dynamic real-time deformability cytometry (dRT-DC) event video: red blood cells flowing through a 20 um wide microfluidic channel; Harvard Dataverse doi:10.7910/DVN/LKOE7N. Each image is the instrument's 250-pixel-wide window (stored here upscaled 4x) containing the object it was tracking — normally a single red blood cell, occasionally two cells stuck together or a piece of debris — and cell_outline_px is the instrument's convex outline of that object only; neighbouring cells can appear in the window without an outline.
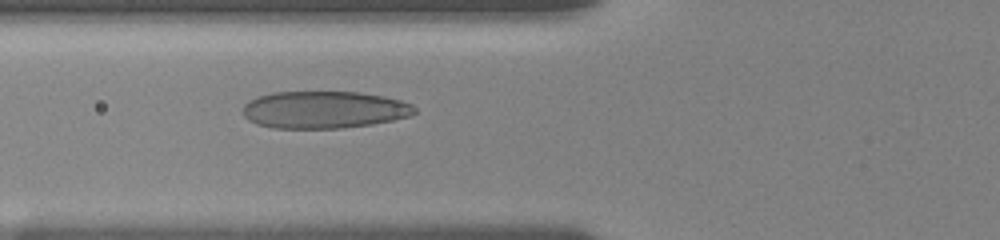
{"species": "human", "species_latin": "Homo sapiens", "temperature_condition": "room temperature", "stored_images_in_passage": 58, "camera_frame_rate_fps": 3000, "um_per_image_px": 0.085, "donor": {"sex": "female"}, "frame": {"image": 1, "passage_image": 20, "time_ms": 5.333, "image_size_px": [1000, 240], "cell_outline_px": [[416, 112], [408, 116], [392, 120], [372, 124], [340, 128], [272, 128], [256, 124], [248, 120], [244, 116], [244, 104], [248, 100], [256, 96], [276, 92], [360, 92], [384, 96], [400, 100], [412, 104], [416, 108]], "centroid_in_image_um": [27.53, 9.32], "position_along_channel_um": 98.3, "area_um2": 37.34}}
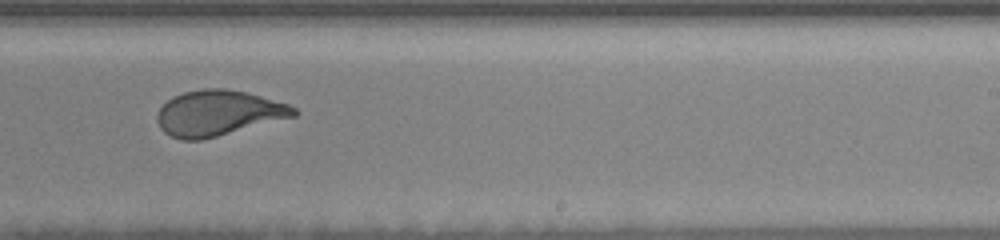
{"frame": {"image": 2, "passage_image": 35, "time_ms": 10.0, "image_size_px": [1000, 240], "cell_outline_px": [[300, 112], [296, 116], [200, 140], [180, 140], [164, 132], [160, 128], [156, 120], [156, 116], [160, 108], [172, 96], [184, 92], [204, 88], [224, 88], [244, 92], [260, 96], [288, 104], [296, 108]], "centroid_in_image_um": [18.53, 9.61], "position_along_channel_um": 270.5, "area_um2": 36.01}}
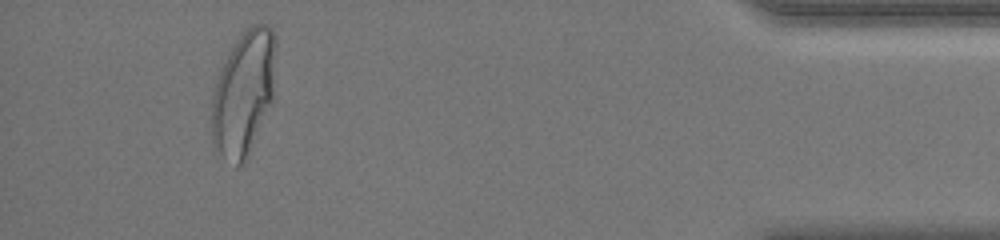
{"frame": {"image": 3, "passage_image": 54, "time_ms": 15.333, "image_size_px": [1000, 240], "cell_outline_px": [[276, 100], [244, 164], [236, 164], [224, 156], [212, 144], [212, 100], [216, 80], [232, 48], [240, 36], [252, 24], [268, 24], [272, 28], [276, 36]], "centroid_in_image_um": [20.8, 7.91], "position_along_channel_um": 414.4, "area_um2": 47.4}, "authors_computed_cell_mechanics": {"area_um2": 36.7897, "velocity_mm_per_s": 3.6845, "shape_relaxation_time_tau1_ms": 5.3207, "shape_relaxation_time_tau2_ms": null, "deformation_change_tau1": 0.2096, "deformation_change_tau2": null}}